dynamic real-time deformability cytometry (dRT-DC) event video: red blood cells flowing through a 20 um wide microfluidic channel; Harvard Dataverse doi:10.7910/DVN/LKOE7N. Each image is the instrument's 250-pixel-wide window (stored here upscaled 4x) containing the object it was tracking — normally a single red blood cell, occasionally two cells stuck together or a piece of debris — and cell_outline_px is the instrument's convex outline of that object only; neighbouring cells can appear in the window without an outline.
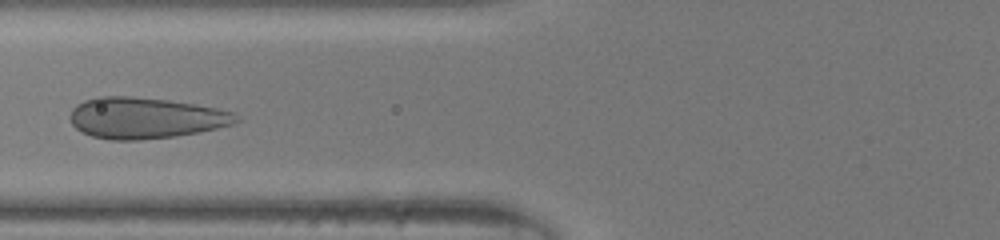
{"species": "human", "species_latin": "Homo sapiens", "temperature_condition": "room temperature", "stored_images_in_passage": 30, "camera_frame_rate_fps": 3000, "um_per_image_px": 0.085, "donor": {"sex": "male"}, "frame": {"image": 1, "passage_image": 4, "time_ms": 1.0, "image_size_px": [1000, 240], "cell_outline_px": [[240, 120], [232, 124], [216, 128], [176, 136], [140, 140], [108, 140], [92, 136], [76, 128], [72, 124], [72, 108], [76, 104], [84, 100], [96, 96], [132, 96], [168, 100], [196, 104], [236, 112]], "centroid_in_image_um": [12.37, 10.02], "position_along_channel_um": 113.4, "area_um2": 39.77}}
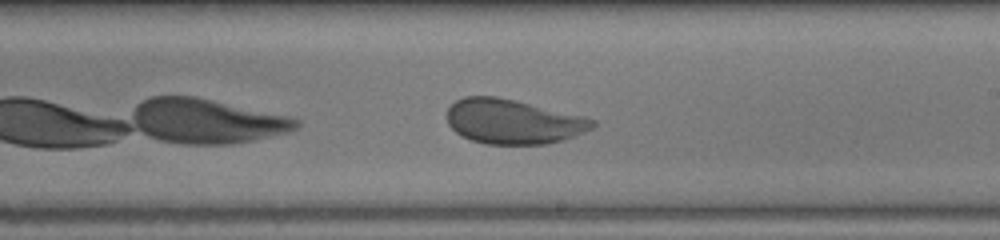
{"frame": {"image": 2, "passage_image": 13, "time_ms": 4.0, "image_size_px": [1000, 240], "cell_outline_px": [[596, 124], [592, 128], [584, 132], [564, 140], [548, 144], [484, 144], [472, 140], [456, 132], [448, 124], [448, 108], [456, 100], [464, 96], [496, 96], [584, 116], [596, 120]], "centroid_in_image_um": [43.62, 10.34], "position_along_channel_um": 245.4, "area_um2": 37.74}}
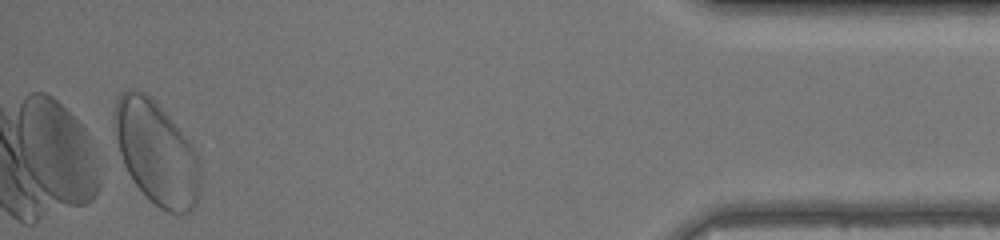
{"frame": {"image": 3, "passage_image": 29, "time_ms": 9.333, "image_size_px": [1000, 240], "cell_outline_px": [[200, 184], [196, 200], [192, 208], [188, 212], [168, 212], [160, 208], [136, 184], [128, 172], [124, 164], [112, 128], [112, 112], [116, 100], [120, 92], [128, 88], [136, 88], [144, 92], [168, 116], [192, 144], [200, 164]], "centroid_in_image_um": [13.25, 12.92], "position_along_channel_um": 422.0, "area_um2": 51.27}}